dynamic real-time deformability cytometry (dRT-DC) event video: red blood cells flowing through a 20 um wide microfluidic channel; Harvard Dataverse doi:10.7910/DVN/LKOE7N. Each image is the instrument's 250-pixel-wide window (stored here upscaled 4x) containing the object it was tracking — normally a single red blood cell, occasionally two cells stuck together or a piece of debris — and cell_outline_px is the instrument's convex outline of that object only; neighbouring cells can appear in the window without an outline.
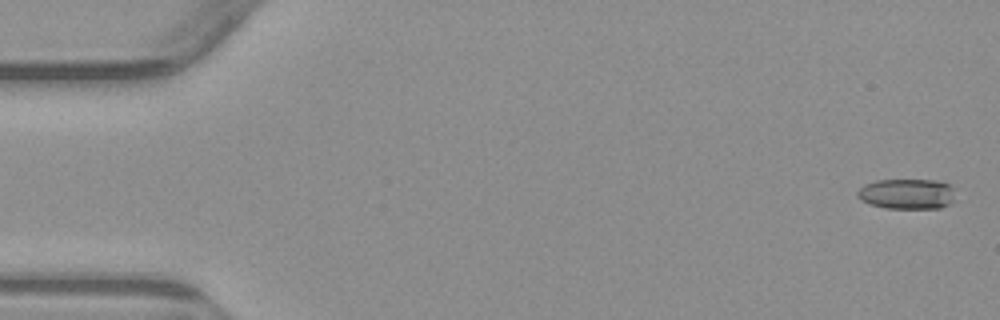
{"species": "common noctule bat (a hibernating species)", "species_latin": "Nyctalus noctula", "temperature_condition": "warm", "stored_images_in_passage": 5, "camera_frame_rate_fps": 3000, "um_per_image_px": 0.085, "animal": {"sex": "male", "body_mass_g": 23.1, "forearm_length_mm": 52.7}, "frame": {"image": 1, "passage_image": 1, "time_ms": 0.0, "image_size_px": [1000, 320], "cell_outline_px": [[952, 200], [948, 204], [940, 208], [884, 208], [868, 204], [860, 200], [856, 196], [856, 192], [864, 184], [876, 180], [940, 180], [948, 184], [952, 188]], "centroid_in_image_um": [77.02, 16.48], "position_along_channel_um": 8.0, "area_um2": 17.34}}